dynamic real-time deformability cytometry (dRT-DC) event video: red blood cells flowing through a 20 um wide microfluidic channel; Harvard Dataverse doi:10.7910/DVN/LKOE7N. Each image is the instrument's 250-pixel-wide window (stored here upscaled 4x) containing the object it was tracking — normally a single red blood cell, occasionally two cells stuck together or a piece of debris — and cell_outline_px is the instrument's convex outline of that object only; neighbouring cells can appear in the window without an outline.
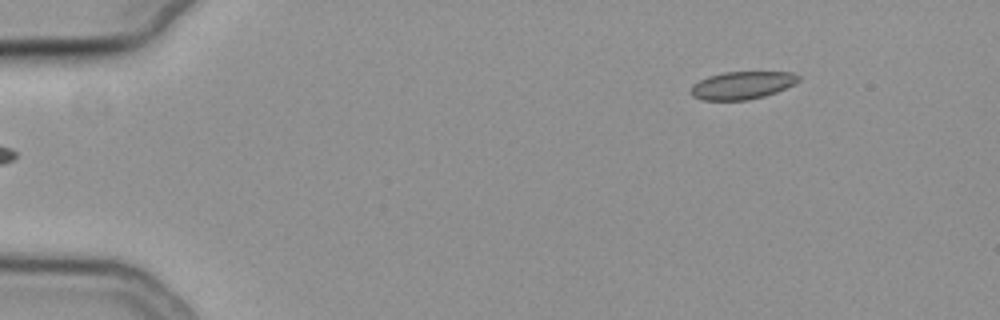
{"species": "common noctule bat (a hibernating species)", "species_latin": "Nyctalus noctula", "temperature_condition": "cold", "stored_images_in_passage": 49, "camera_frame_rate_fps": 3000, "um_per_image_px": 0.085, "animal": {"sex": "female", "body_mass_g": 19.3, "forearm_length_mm": 54.1}, "frame": {"image": 1, "passage_image": 1, "time_ms": 0.0, "image_size_px": [1000, 320], "cell_outline_px": [[800, 80], [776, 92], [764, 96], [748, 100], [704, 100], [692, 96], [688, 92], [692, 84], [708, 76], [724, 72], [792, 72], [800, 76]], "centroid_in_image_um": [63.03, 7.25], "position_along_channel_um": 22.0, "area_um2": 17.4}}
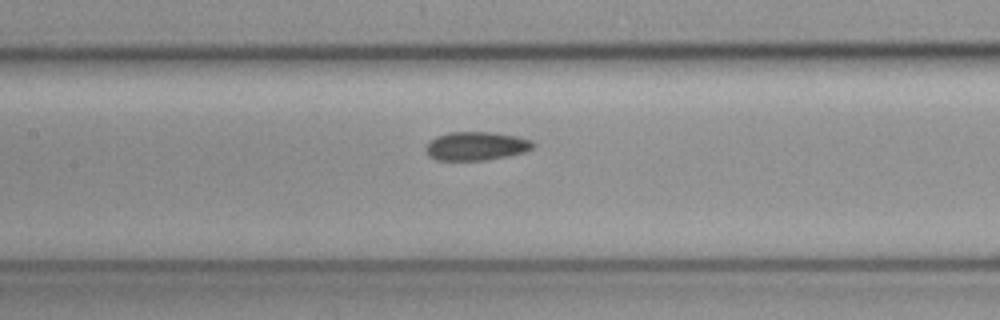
{"frame": {"image": 2, "passage_image": 20, "time_ms": 6.333, "image_size_px": [1000, 320], "cell_outline_px": [[536, 144], [532, 148], [524, 152], [508, 156], [484, 160], [436, 160], [428, 156], [428, 144], [436, 136], [448, 132], [492, 132], [516, 136], [532, 140]], "centroid_in_image_um": [40.51, 12.41], "position_along_channel_um": 166.9, "area_um2": 17.74}}
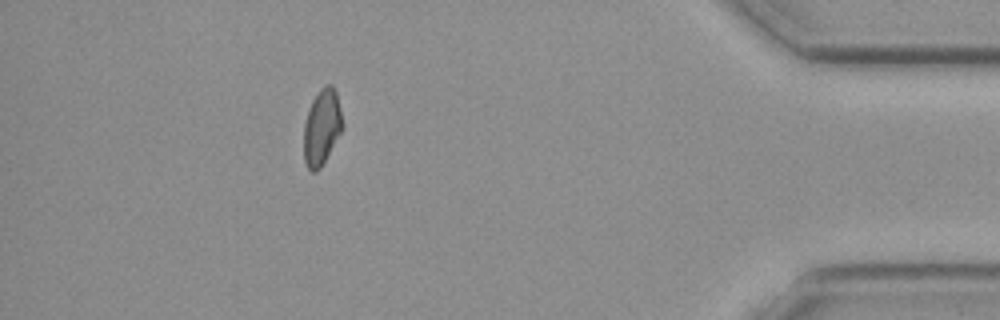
{"frame": {"image": 3, "passage_image": 43, "time_ms": 14.0, "image_size_px": [1000, 320], "cell_outline_px": [[344, 128], [320, 168], [316, 172], [312, 172], [308, 168], [304, 160], [304, 124], [312, 100], [320, 88], [324, 84], [332, 84], [336, 92], [344, 124]], "centroid_in_image_um": [27.37, 10.79], "position_along_channel_um": 407.8, "area_um2": 17.17}, "authors_computed_cell_mechanics": {"area_um2": 17.4556, "velocity_mm_per_s": 3.8032, "shape_relaxation_time_tau1_ms": 6.5355, "shape_relaxation_time_tau2_ms": 4.0965, "deformation_change_tau1": 0.0999, "deformation_change_tau2": 0.0864}}